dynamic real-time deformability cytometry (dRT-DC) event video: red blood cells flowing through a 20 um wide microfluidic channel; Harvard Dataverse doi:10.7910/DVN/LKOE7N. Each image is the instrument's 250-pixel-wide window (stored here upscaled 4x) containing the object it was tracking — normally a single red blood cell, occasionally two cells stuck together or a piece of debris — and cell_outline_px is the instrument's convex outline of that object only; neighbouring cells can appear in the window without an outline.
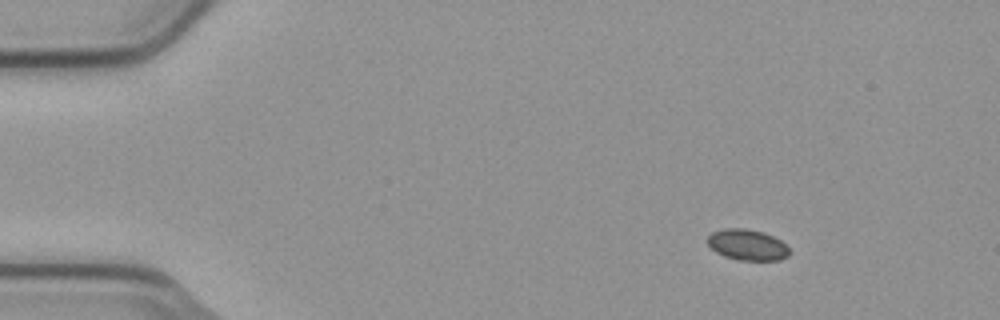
{"species": "common noctule bat (a hibernating species)", "species_latin": "Nyctalus noctula", "temperature_condition": "cold", "stored_images_in_passage": 4, "camera_frame_rate_fps": 3000, "um_per_image_px": 0.085, "animal": {"sex": "male", "body_mass_g": 23.1, "forearm_length_mm": 52.7}, "frame": {"image": 1, "passage_image": 2, "time_ms": 0.333, "image_size_px": [1000, 320], "cell_outline_px": [[788, 256], [780, 260], [736, 260], [724, 256], [716, 252], [708, 244], [708, 236], [712, 232], [724, 228], [744, 228], [764, 232], [780, 240], [788, 248]], "centroid_in_image_um": [63.5, 20.81], "position_along_channel_um": 21.5, "area_um2": 14.68}}